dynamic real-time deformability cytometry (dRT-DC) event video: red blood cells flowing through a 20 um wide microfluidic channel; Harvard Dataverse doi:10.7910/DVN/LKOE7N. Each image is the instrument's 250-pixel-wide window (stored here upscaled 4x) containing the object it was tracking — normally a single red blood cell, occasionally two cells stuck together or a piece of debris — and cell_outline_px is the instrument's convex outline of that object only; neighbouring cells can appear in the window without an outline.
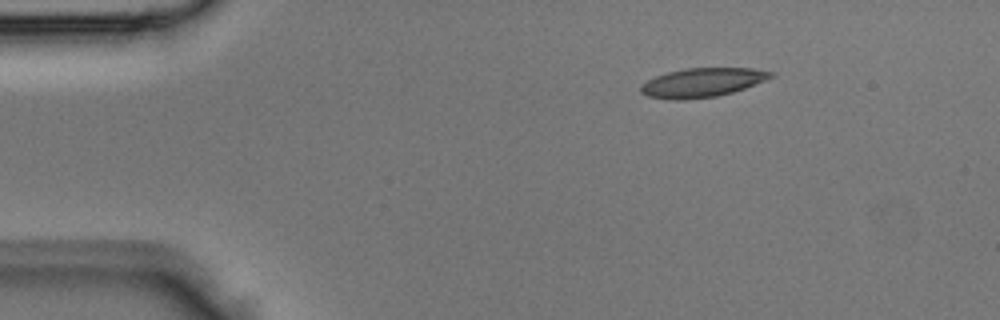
{"species": "Egyptian fruit bat (a non-hibernating species)", "species_latin": "Rousettus aegyptiacus", "temperature_condition": "room temperature", "stored_images_in_passage": 4, "camera_frame_rate_fps": 3000, "um_per_image_px": 0.085, "animal": {"sex": "male"}, "frame": {"image": 1, "passage_image": 1, "time_ms": 0.0, "image_size_px": [1000, 320], "cell_outline_px": [[776, 76], [744, 88], [732, 92], [716, 96], [684, 100], [672, 100], [648, 96], [640, 92], [640, 84], [656, 76], [668, 72], [684, 68], [752, 68], [776, 72]], "centroid_in_image_um": [59.7, 7.01], "position_along_channel_um": 25.3, "area_um2": 22.08}}
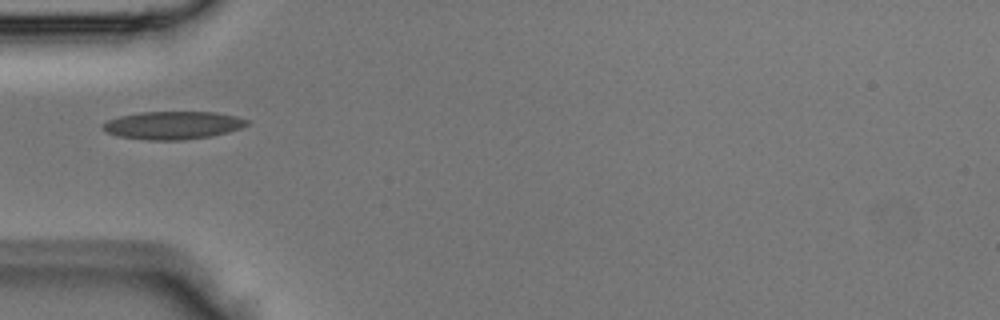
{"frame": {"image": 2, "passage_image": 3, "time_ms": 0.667, "image_size_px": [1000, 320], "cell_outline_px": [[248, 124], [240, 128], [228, 132], [212, 136], [184, 140], [148, 140], [120, 136], [104, 132], [100, 128], [100, 124], [108, 120], [120, 116], [140, 112], [216, 112], [236, 116], [248, 120]], "centroid_in_image_um": [14.66, 10.65], "position_along_channel_um": 70.3, "area_um2": 23.58}}
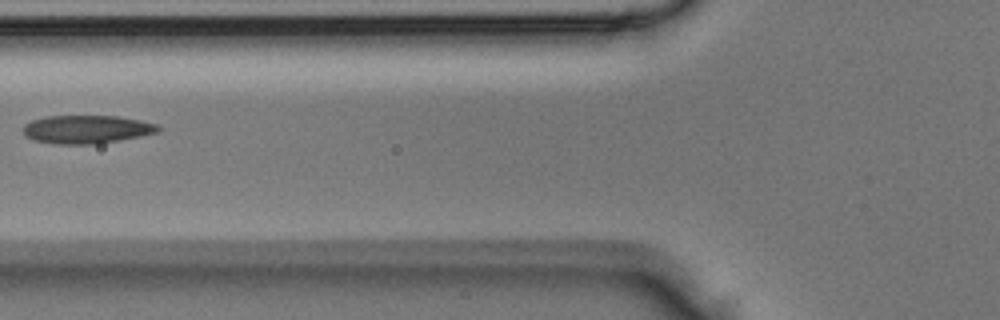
{"frame": {"image": 3, "passage_image": 4, "time_ms": 1.0, "image_size_px": [1000, 320], "cell_outline_px": [[160, 132], [140, 136], [96, 144], [60, 144], [36, 140], [24, 136], [24, 124], [32, 120], [48, 116], [116, 116], [140, 120], [156, 124], [160, 128]], "centroid_in_image_um": [7.37, 10.99], "position_along_channel_um": 118.4, "area_um2": 22.02}}